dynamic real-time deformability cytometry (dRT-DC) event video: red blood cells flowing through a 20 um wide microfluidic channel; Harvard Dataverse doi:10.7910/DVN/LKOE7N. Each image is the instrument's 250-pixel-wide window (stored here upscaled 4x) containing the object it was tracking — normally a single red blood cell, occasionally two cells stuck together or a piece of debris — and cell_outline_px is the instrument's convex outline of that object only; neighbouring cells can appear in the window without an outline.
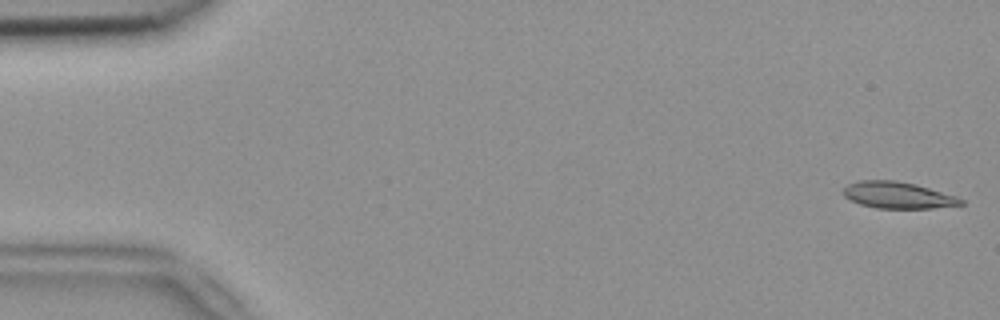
{"species": "common noctule bat (a hibernating species)", "species_latin": "Nyctalus noctula", "temperature_condition": "room temperature", "stored_images_in_passage": 47, "camera_frame_rate_fps": 3000, "um_per_image_px": 0.085, "animal": {"sex": "female", "body_mass_g": 18.4}, "frame": {"image": 1, "passage_image": 1, "time_ms": 0.0, "image_size_px": [1000, 320], "cell_outline_px": [[964, 204], [932, 208], [876, 208], [860, 204], [844, 196], [844, 188], [848, 184], [856, 180], [896, 180], [916, 184], [956, 196], [964, 200]], "centroid_in_image_um": [76.31, 16.58], "position_along_channel_um": 8.7, "area_um2": 18.15}}
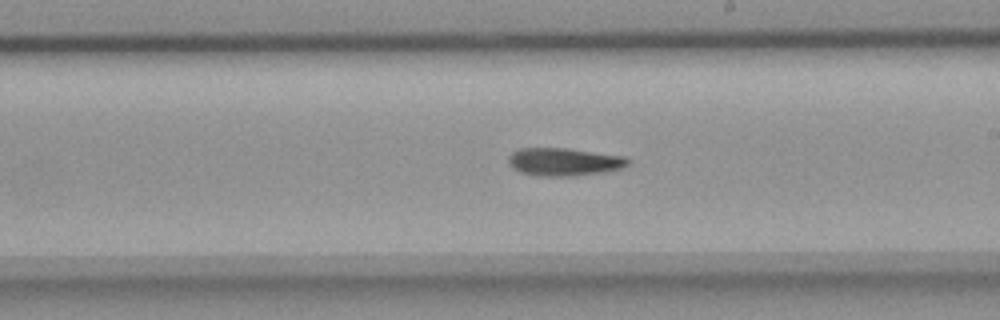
{"frame": {"image": 2, "passage_image": 30, "time_ms": 9.667, "image_size_px": [1000, 320], "cell_outline_px": [[628, 164], [620, 168], [604, 172], [572, 176], [536, 176], [520, 172], [512, 168], [508, 164], [508, 156], [512, 152], [520, 148], [564, 148], [624, 156], [628, 160]], "centroid_in_image_um": [47.87, 13.76], "position_along_channel_um": 241.1, "area_um2": 19.36}}
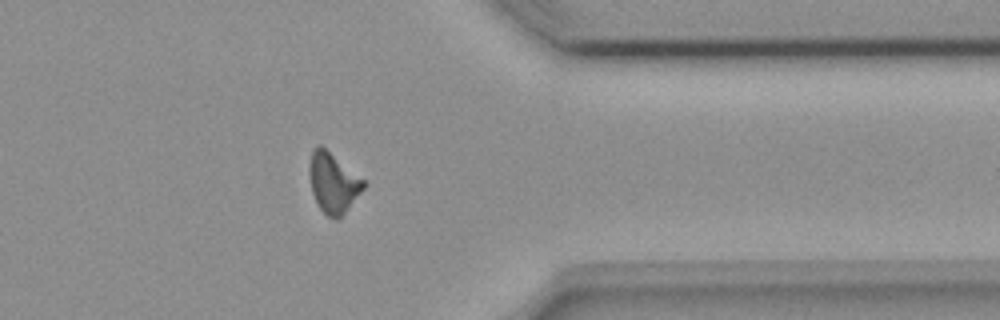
{"frame": {"image": 3, "passage_image": 42, "time_ms": 13.667, "image_size_px": [1000, 320], "cell_outline_px": [[368, 184], [344, 212], [336, 220], [328, 216], [320, 208], [312, 192], [308, 176], [308, 168], [312, 152], [316, 144], [320, 144], [364, 180]], "centroid_in_image_um": [28.29, 15.51], "position_along_channel_um": 383.1, "area_um2": 18.73}, "authors_computed_cell_mechanics": {"area_um2": 19.1318, "velocity_mm_per_s": 3.8287, "shape_relaxation_time_tau1_ms": 8.0977, "shape_relaxation_time_tau2_ms": null, "deformation_change_tau1": 0.253, "deformation_change_tau2": null}}